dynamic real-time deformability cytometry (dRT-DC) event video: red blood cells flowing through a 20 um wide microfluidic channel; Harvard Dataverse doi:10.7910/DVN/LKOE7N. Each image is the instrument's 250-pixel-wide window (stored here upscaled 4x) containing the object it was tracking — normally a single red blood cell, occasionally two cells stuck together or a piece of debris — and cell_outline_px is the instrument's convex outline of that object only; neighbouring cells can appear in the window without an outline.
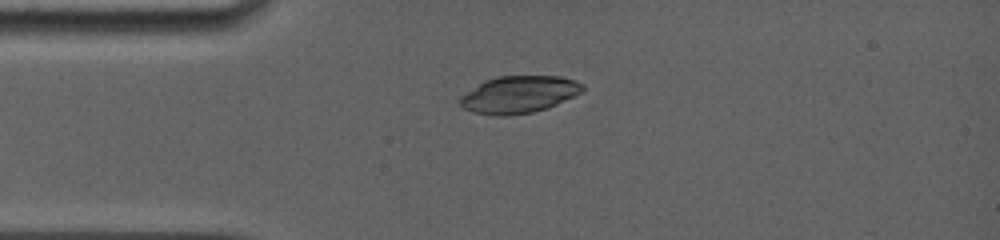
{"species": "common noctule bat (a hibernating species)", "species_latin": "Nyctalus noctula", "temperature_condition": "room temperature", "stored_images_in_passage": 42, "camera_frame_rate_fps": 5000, "um_per_image_px": 0.085, "animal": {"sex": "female", "body_mass_g": 19.0, "forearm_length_mm": 56.7}, "frame": {"image": 1, "passage_image": 1, "time_ms": 0.0, "image_size_px": [1000, 240], "cell_outline_px": [[584, 88], [580, 92], [548, 108], [532, 112], [508, 116], [496, 116], [472, 112], [464, 108], [460, 104], [460, 96], [484, 80], [496, 76], [560, 76], [576, 80], [584, 84]], "centroid_in_image_um": [44.08, 8.03], "position_along_channel_um": 40.9, "area_um2": 26.53}}
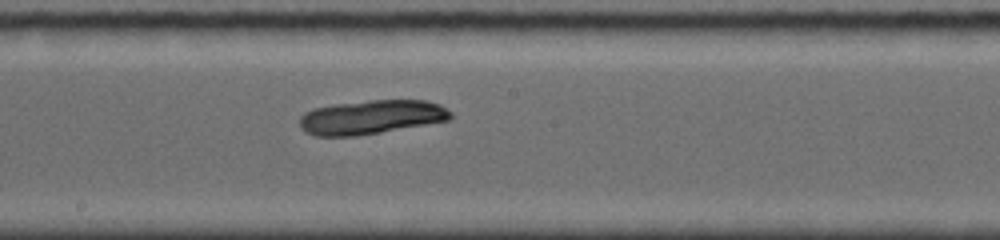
{"frame": {"image": 2, "passage_image": 17, "time_ms": 5.0, "image_size_px": [1000, 240], "cell_outline_px": [[452, 116], [448, 120], [380, 132], [352, 136], [316, 136], [300, 128], [300, 116], [304, 112], [312, 108], [336, 104], [368, 100], [424, 100], [440, 104], [452, 112]], "centroid_in_image_um": [31.54, 9.94], "position_along_channel_um": 216.7, "area_um2": 29.82}}
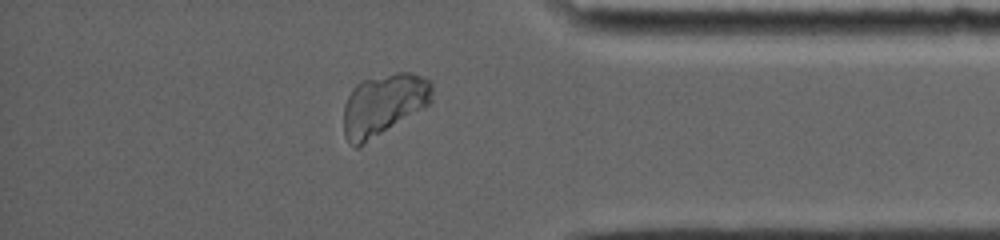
{"frame": {"image": 3, "passage_image": 36, "time_ms": 10.0, "image_size_px": [1000, 240], "cell_outline_px": [[432, 104], [356, 148], [344, 136], [344, 104], [352, 88], [360, 80], [396, 72], [412, 72], [432, 80]], "centroid_in_image_um": [32.63, 8.86], "position_along_channel_um": 402.6, "area_um2": 32.02}}